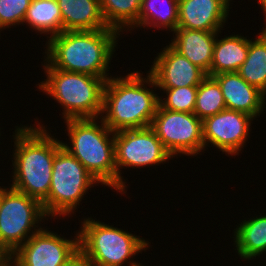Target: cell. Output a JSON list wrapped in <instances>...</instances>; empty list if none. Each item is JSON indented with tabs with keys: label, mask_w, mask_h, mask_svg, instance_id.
I'll use <instances>...</instances> for the list:
<instances>
[{
	"label": "cell",
	"mask_w": 266,
	"mask_h": 266,
	"mask_svg": "<svg viewBox=\"0 0 266 266\" xmlns=\"http://www.w3.org/2000/svg\"><path fill=\"white\" fill-rule=\"evenodd\" d=\"M35 122L32 126H15L14 150L10 155L12 183L8 186L42 203L49 195L53 161L62 143L46 125L36 119Z\"/></svg>",
	"instance_id": "6da1fadb"
},
{
	"label": "cell",
	"mask_w": 266,
	"mask_h": 266,
	"mask_svg": "<svg viewBox=\"0 0 266 266\" xmlns=\"http://www.w3.org/2000/svg\"><path fill=\"white\" fill-rule=\"evenodd\" d=\"M121 35L113 28L63 31L46 40L43 57L55 69L85 73L107 81Z\"/></svg>",
	"instance_id": "7a4b0ae2"
},
{
	"label": "cell",
	"mask_w": 266,
	"mask_h": 266,
	"mask_svg": "<svg viewBox=\"0 0 266 266\" xmlns=\"http://www.w3.org/2000/svg\"><path fill=\"white\" fill-rule=\"evenodd\" d=\"M111 76L105 84L100 118L113 132L150 127L159 105L157 84L147 71Z\"/></svg>",
	"instance_id": "3957f363"
},
{
	"label": "cell",
	"mask_w": 266,
	"mask_h": 266,
	"mask_svg": "<svg viewBox=\"0 0 266 266\" xmlns=\"http://www.w3.org/2000/svg\"><path fill=\"white\" fill-rule=\"evenodd\" d=\"M63 123L70 142L61 140L62 147L78 159L101 185L111 187L117 192L115 132L99 117L68 119Z\"/></svg>",
	"instance_id": "277c9868"
},
{
	"label": "cell",
	"mask_w": 266,
	"mask_h": 266,
	"mask_svg": "<svg viewBox=\"0 0 266 266\" xmlns=\"http://www.w3.org/2000/svg\"><path fill=\"white\" fill-rule=\"evenodd\" d=\"M41 63L46 79L36 84V87L59 103L64 121L100 118L106 84L104 78L55 69L45 60Z\"/></svg>",
	"instance_id": "5b68a950"
},
{
	"label": "cell",
	"mask_w": 266,
	"mask_h": 266,
	"mask_svg": "<svg viewBox=\"0 0 266 266\" xmlns=\"http://www.w3.org/2000/svg\"><path fill=\"white\" fill-rule=\"evenodd\" d=\"M80 223L79 249L93 266H144L134 259L151 242L92 217L82 218Z\"/></svg>",
	"instance_id": "8992f818"
},
{
	"label": "cell",
	"mask_w": 266,
	"mask_h": 266,
	"mask_svg": "<svg viewBox=\"0 0 266 266\" xmlns=\"http://www.w3.org/2000/svg\"><path fill=\"white\" fill-rule=\"evenodd\" d=\"M99 184L78 159L61 147L54 157L49 195L42 202L45 214L51 221L73 217L84 195Z\"/></svg>",
	"instance_id": "52a82bcc"
},
{
	"label": "cell",
	"mask_w": 266,
	"mask_h": 266,
	"mask_svg": "<svg viewBox=\"0 0 266 266\" xmlns=\"http://www.w3.org/2000/svg\"><path fill=\"white\" fill-rule=\"evenodd\" d=\"M48 219L39 200L7 187L0 197V250L11 256Z\"/></svg>",
	"instance_id": "ba28073f"
},
{
	"label": "cell",
	"mask_w": 266,
	"mask_h": 266,
	"mask_svg": "<svg viewBox=\"0 0 266 266\" xmlns=\"http://www.w3.org/2000/svg\"><path fill=\"white\" fill-rule=\"evenodd\" d=\"M114 153L117 193L122 195L126 194L128 186L120 169L150 168L166 164L170 159L174 160L151 127L115 132Z\"/></svg>",
	"instance_id": "9c48e42d"
},
{
	"label": "cell",
	"mask_w": 266,
	"mask_h": 266,
	"mask_svg": "<svg viewBox=\"0 0 266 266\" xmlns=\"http://www.w3.org/2000/svg\"><path fill=\"white\" fill-rule=\"evenodd\" d=\"M150 127L173 158L205 153L203 120L194 113L170 111L158 105Z\"/></svg>",
	"instance_id": "30bf717a"
},
{
	"label": "cell",
	"mask_w": 266,
	"mask_h": 266,
	"mask_svg": "<svg viewBox=\"0 0 266 266\" xmlns=\"http://www.w3.org/2000/svg\"><path fill=\"white\" fill-rule=\"evenodd\" d=\"M45 228L33 234L9 256L14 266H63L80 250L78 230L74 238L68 239Z\"/></svg>",
	"instance_id": "8fae6325"
},
{
	"label": "cell",
	"mask_w": 266,
	"mask_h": 266,
	"mask_svg": "<svg viewBox=\"0 0 266 266\" xmlns=\"http://www.w3.org/2000/svg\"><path fill=\"white\" fill-rule=\"evenodd\" d=\"M253 120L254 118L248 114L230 109L206 117L203 120L205 151L207 147H215L227 156L239 155L250 138Z\"/></svg>",
	"instance_id": "7c38bea8"
},
{
	"label": "cell",
	"mask_w": 266,
	"mask_h": 266,
	"mask_svg": "<svg viewBox=\"0 0 266 266\" xmlns=\"http://www.w3.org/2000/svg\"><path fill=\"white\" fill-rule=\"evenodd\" d=\"M152 64L148 72L154 78L157 88L198 86L208 76L169 43L161 48Z\"/></svg>",
	"instance_id": "4fadbf2b"
},
{
	"label": "cell",
	"mask_w": 266,
	"mask_h": 266,
	"mask_svg": "<svg viewBox=\"0 0 266 266\" xmlns=\"http://www.w3.org/2000/svg\"><path fill=\"white\" fill-rule=\"evenodd\" d=\"M225 0H179L177 28L221 31L231 12Z\"/></svg>",
	"instance_id": "5bb4252c"
},
{
	"label": "cell",
	"mask_w": 266,
	"mask_h": 266,
	"mask_svg": "<svg viewBox=\"0 0 266 266\" xmlns=\"http://www.w3.org/2000/svg\"><path fill=\"white\" fill-rule=\"evenodd\" d=\"M212 77L221 88L226 109L248 114L254 119L264 113L266 95L247 83L237 72H224Z\"/></svg>",
	"instance_id": "9a60e30c"
},
{
	"label": "cell",
	"mask_w": 266,
	"mask_h": 266,
	"mask_svg": "<svg viewBox=\"0 0 266 266\" xmlns=\"http://www.w3.org/2000/svg\"><path fill=\"white\" fill-rule=\"evenodd\" d=\"M218 32L221 31H198L177 28L173 32V38H171L169 44L210 76L213 48Z\"/></svg>",
	"instance_id": "2e32d148"
},
{
	"label": "cell",
	"mask_w": 266,
	"mask_h": 266,
	"mask_svg": "<svg viewBox=\"0 0 266 266\" xmlns=\"http://www.w3.org/2000/svg\"><path fill=\"white\" fill-rule=\"evenodd\" d=\"M62 14L63 31L98 30L106 25L100 0H57Z\"/></svg>",
	"instance_id": "e0dca14e"
},
{
	"label": "cell",
	"mask_w": 266,
	"mask_h": 266,
	"mask_svg": "<svg viewBox=\"0 0 266 266\" xmlns=\"http://www.w3.org/2000/svg\"><path fill=\"white\" fill-rule=\"evenodd\" d=\"M239 223L233 230L234 250L242 260L250 262L266 253V214H255Z\"/></svg>",
	"instance_id": "ac0fdd59"
},
{
	"label": "cell",
	"mask_w": 266,
	"mask_h": 266,
	"mask_svg": "<svg viewBox=\"0 0 266 266\" xmlns=\"http://www.w3.org/2000/svg\"><path fill=\"white\" fill-rule=\"evenodd\" d=\"M217 33L213 48V59L210 68V76L224 72H237L247 58L250 39L241 34L224 35ZM248 37V39H247Z\"/></svg>",
	"instance_id": "d6986e66"
},
{
	"label": "cell",
	"mask_w": 266,
	"mask_h": 266,
	"mask_svg": "<svg viewBox=\"0 0 266 266\" xmlns=\"http://www.w3.org/2000/svg\"><path fill=\"white\" fill-rule=\"evenodd\" d=\"M179 19V0H142L138 21L128 30L157 28L174 32Z\"/></svg>",
	"instance_id": "ffe728a7"
},
{
	"label": "cell",
	"mask_w": 266,
	"mask_h": 266,
	"mask_svg": "<svg viewBox=\"0 0 266 266\" xmlns=\"http://www.w3.org/2000/svg\"><path fill=\"white\" fill-rule=\"evenodd\" d=\"M23 25L33 29L37 35H46L47 40L63 32L57 0H31Z\"/></svg>",
	"instance_id": "44dd1931"
},
{
	"label": "cell",
	"mask_w": 266,
	"mask_h": 266,
	"mask_svg": "<svg viewBox=\"0 0 266 266\" xmlns=\"http://www.w3.org/2000/svg\"><path fill=\"white\" fill-rule=\"evenodd\" d=\"M254 39H250L246 60L237 73L250 85L266 95V25Z\"/></svg>",
	"instance_id": "7402d4cb"
},
{
	"label": "cell",
	"mask_w": 266,
	"mask_h": 266,
	"mask_svg": "<svg viewBox=\"0 0 266 266\" xmlns=\"http://www.w3.org/2000/svg\"><path fill=\"white\" fill-rule=\"evenodd\" d=\"M142 0H100L106 25L124 34L138 21Z\"/></svg>",
	"instance_id": "603a6c76"
},
{
	"label": "cell",
	"mask_w": 266,
	"mask_h": 266,
	"mask_svg": "<svg viewBox=\"0 0 266 266\" xmlns=\"http://www.w3.org/2000/svg\"><path fill=\"white\" fill-rule=\"evenodd\" d=\"M226 109V104L218 82L207 76L197 86L194 114L201 120Z\"/></svg>",
	"instance_id": "cb8c5ba5"
},
{
	"label": "cell",
	"mask_w": 266,
	"mask_h": 266,
	"mask_svg": "<svg viewBox=\"0 0 266 266\" xmlns=\"http://www.w3.org/2000/svg\"><path fill=\"white\" fill-rule=\"evenodd\" d=\"M166 94L159 96V105L167 110L185 113H194L197 98V86L178 88H158ZM163 98V99H162Z\"/></svg>",
	"instance_id": "d4e9b609"
},
{
	"label": "cell",
	"mask_w": 266,
	"mask_h": 266,
	"mask_svg": "<svg viewBox=\"0 0 266 266\" xmlns=\"http://www.w3.org/2000/svg\"><path fill=\"white\" fill-rule=\"evenodd\" d=\"M31 0H0V32L23 25Z\"/></svg>",
	"instance_id": "484cf974"
},
{
	"label": "cell",
	"mask_w": 266,
	"mask_h": 266,
	"mask_svg": "<svg viewBox=\"0 0 266 266\" xmlns=\"http://www.w3.org/2000/svg\"><path fill=\"white\" fill-rule=\"evenodd\" d=\"M63 266H93V264L79 250Z\"/></svg>",
	"instance_id": "4316f807"
},
{
	"label": "cell",
	"mask_w": 266,
	"mask_h": 266,
	"mask_svg": "<svg viewBox=\"0 0 266 266\" xmlns=\"http://www.w3.org/2000/svg\"><path fill=\"white\" fill-rule=\"evenodd\" d=\"M257 3L260 5V8L263 10L264 15H265V20H266V0H258ZM265 23L264 25H266Z\"/></svg>",
	"instance_id": "83f0119b"
},
{
	"label": "cell",
	"mask_w": 266,
	"mask_h": 266,
	"mask_svg": "<svg viewBox=\"0 0 266 266\" xmlns=\"http://www.w3.org/2000/svg\"><path fill=\"white\" fill-rule=\"evenodd\" d=\"M0 266H14L13 263L11 262L10 258L7 257L1 264Z\"/></svg>",
	"instance_id": "f1b7e54d"
},
{
	"label": "cell",
	"mask_w": 266,
	"mask_h": 266,
	"mask_svg": "<svg viewBox=\"0 0 266 266\" xmlns=\"http://www.w3.org/2000/svg\"><path fill=\"white\" fill-rule=\"evenodd\" d=\"M7 258V256L0 250V264Z\"/></svg>",
	"instance_id": "f546056e"
},
{
	"label": "cell",
	"mask_w": 266,
	"mask_h": 266,
	"mask_svg": "<svg viewBox=\"0 0 266 266\" xmlns=\"http://www.w3.org/2000/svg\"><path fill=\"white\" fill-rule=\"evenodd\" d=\"M8 186H0V197L3 193V191L7 188Z\"/></svg>",
	"instance_id": "4dcf8cb0"
},
{
	"label": "cell",
	"mask_w": 266,
	"mask_h": 266,
	"mask_svg": "<svg viewBox=\"0 0 266 266\" xmlns=\"http://www.w3.org/2000/svg\"><path fill=\"white\" fill-rule=\"evenodd\" d=\"M227 3H229V4H233V3H231V2H233L232 0H225Z\"/></svg>",
	"instance_id": "1f68e13d"
}]
</instances>
